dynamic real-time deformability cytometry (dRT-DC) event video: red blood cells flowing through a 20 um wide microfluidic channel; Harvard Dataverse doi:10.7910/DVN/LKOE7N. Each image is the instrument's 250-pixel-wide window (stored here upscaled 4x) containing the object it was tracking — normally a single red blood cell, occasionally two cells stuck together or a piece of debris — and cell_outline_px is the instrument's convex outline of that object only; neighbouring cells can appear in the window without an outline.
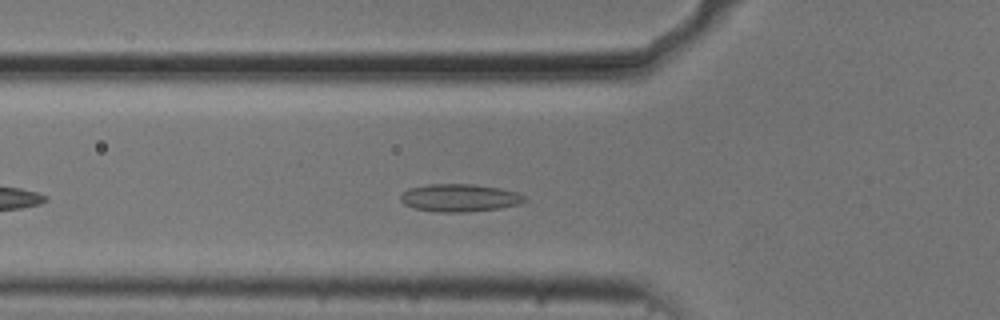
{"species": "common noctule bat (a hibernating species)", "species_latin": "Nyctalus noctula", "temperature_condition": "cold", "stored_images_in_passage": 34, "camera_frame_rate_fps": 3000, "um_per_image_px": 0.085, "animal": {"sex": "male", "body_mass_g": 20.5, "forearm_length_mm": 52.5}, "frame": {"image": 1, "passage_image": 8, "time_ms": 2.333, "image_size_px": [1000, 320], "cell_outline_px": [[528, 200], [520, 204], [500, 208], [464, 212], [440, 212], [416, 208], [404, 204], [400, 200], [400, 196], [408, 188], [428, 184], [472, 184], [500, 188], [516, 192], [524, 196]], "centroid_in_image_um": [39.08, 16.81], "position_along_channel_um": 86.7, "area_um2": 19.94}}
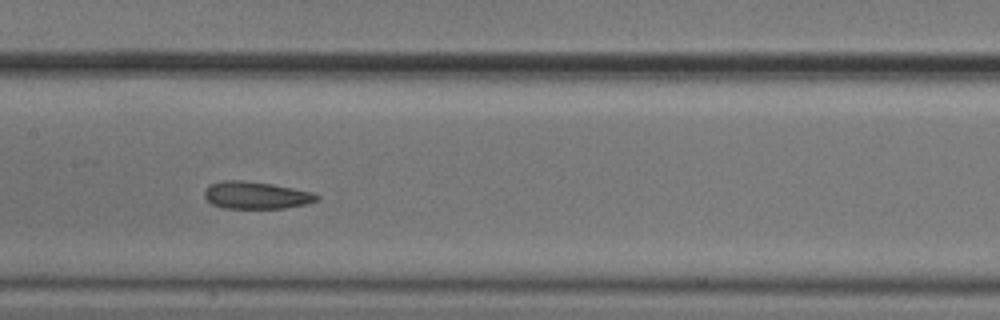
{"frame": {"image": 2, "passage_image": 16, "time_ms": 5.0, "image_size_px": [1000, 320], "cell_outline_px": [[320, 200], [308, 204], [284, 208], [224, 208], [212, 204], [204, 196], [204, 192], [212, 184], [220, 180], [244, 180], [272, 184], [312, 192], [320, 196]], "centroid_in_image_um": [21.8, 16.6], "position_along_channel_um": 185.6, "area_um2": 17.86}}
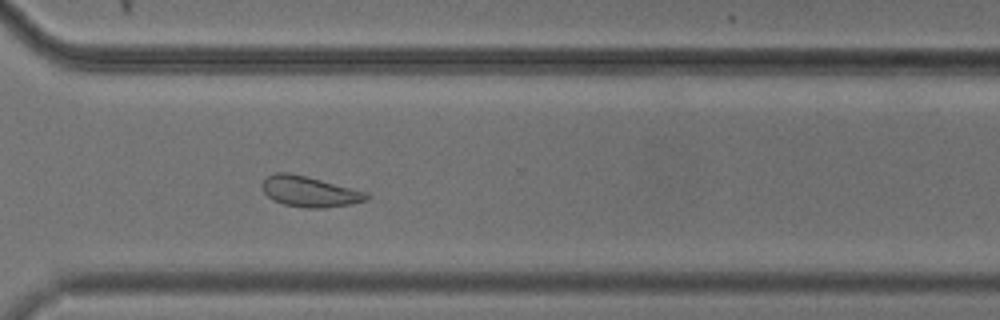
{"frame": {"image": 3, "passage_image": 29, "time_ms": 9.333, "image_size_px": [1000, 320], "cell_outline_px": [[372, 196], [368, 200], [348, 204], [324, 208], [304, 208], [284, 204], [272, 200], [264, 192], [264, 180], [268, 176], [276, 172], [288, 172], [368, 192]], "centroid_in_image_um": [26.35, 16.29], "position_along_channel_um": 344.3, "area_um2": 18.38}, "authors_computed_cell_mechanics": {"area_um2": 18.1781, "velocity_mm_per_s": 3.682, "shape_relaxation_time_tau1_ms": null, "shape_relaxation_time_tau2_ms": 4.1007, "deformation_change_tau1": null, "deformation_change_tau2": 0.104}}